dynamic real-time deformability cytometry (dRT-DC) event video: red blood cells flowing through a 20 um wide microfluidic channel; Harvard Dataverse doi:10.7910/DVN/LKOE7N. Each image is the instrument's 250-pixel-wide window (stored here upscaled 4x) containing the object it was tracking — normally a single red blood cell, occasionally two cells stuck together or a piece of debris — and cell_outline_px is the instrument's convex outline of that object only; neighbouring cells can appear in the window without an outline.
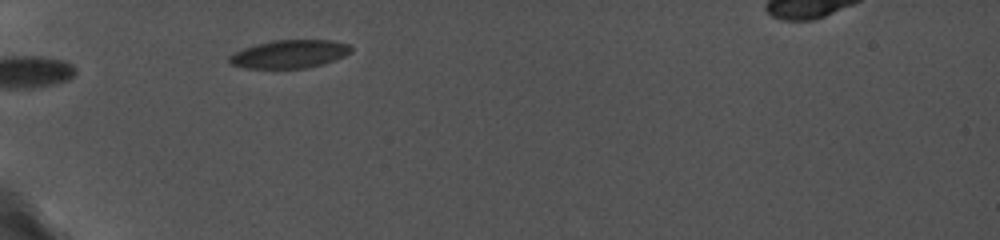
{"species": "common noctule bat (a hibernating species)", "species_latin": "Nyctalus noctula", "temperature_condition": "cold", "stored_images_in_passage": 18, "camera_frame_rate_fps": 5000, "um_per_image_px": 0.085, "animal": {"sex": "female", "body_mass_g": 19.0, "forearm_length_mm": 56.7}, "frame": {"image": 1, "passage_image": 3, "time_ms": 1.0, "image_size_px": [1000, 240], "cell_outline_px": [[352, 52], [344, 56], [324, 64], [304, 68], [244, 68], [228, 64], [228, 56], [244, 48], [256, 44], [276, 40], [332, 40], [348, 44], [352, 48]], "centroid_in_image_um": [24.6, 4.6], "position_along_channel_um": 60.4, "area_um2": 20.0}}
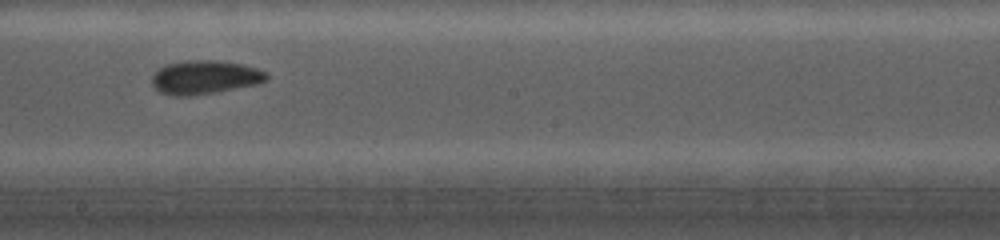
{"frame": {"image": 2, "passage_image": 10, "time_ms": 6.0, "image_size_px": [1000, 240], "cell_outline_px": [[268, 76], [264, 80], [256, 84], [212, 92], [188, 96], [172, 96], [160, 92], [152, 84], [152, 76], [160, 68], [168, 64], [188, 60], [212, 60], [240, 64], [256, 68], [268, 72]], "centroid_in_image_um": [17.38, 6.57], "position_along_channel_um": 230.8, "area_um2": 22.02}}
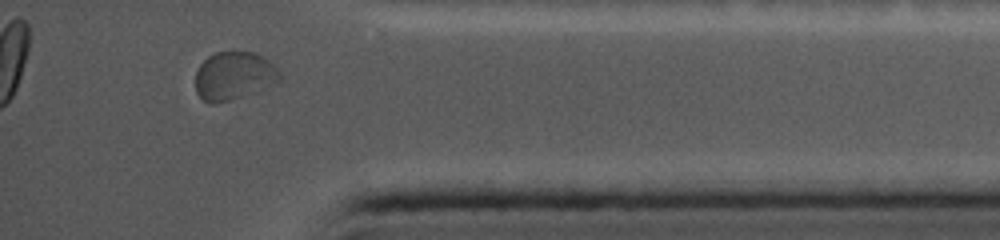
{"frame": {"image": 3, "passage_image": 17, "time_ms": 11.0, "image_size_px": [1000, 240], "cell_outline_px": [[284, 76], [280, 80], [256, 92], [228, 100], [212, 104], [204, 100], [196, 92], [196, 72], [200, 64], [208, 56], [216, 52], [256, 52], [268, 60]], "centroid_in_image_um": [19.89, 6.43], "position_along_channel_um": 415.3, "area_um2": 23.52}}